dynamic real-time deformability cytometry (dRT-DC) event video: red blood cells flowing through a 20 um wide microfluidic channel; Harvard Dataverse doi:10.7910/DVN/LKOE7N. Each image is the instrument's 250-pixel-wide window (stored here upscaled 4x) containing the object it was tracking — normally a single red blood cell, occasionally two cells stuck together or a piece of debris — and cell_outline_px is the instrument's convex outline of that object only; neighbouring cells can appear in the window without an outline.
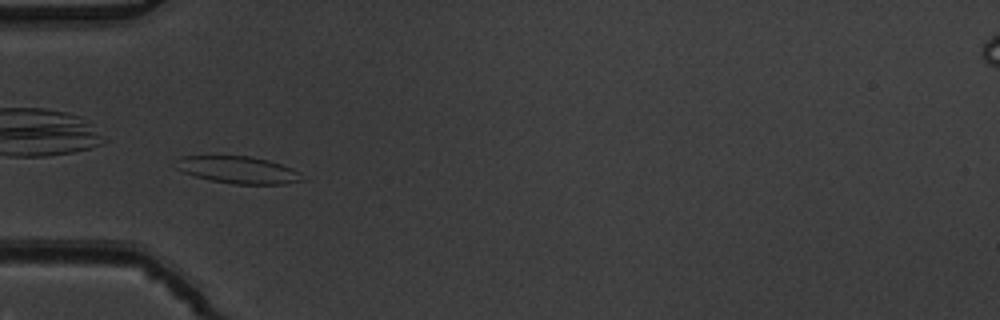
{"species": "common noctule bat (a hibernating species)", "species_latin": "Nyctalus noctula", "temperature_condition": "warm", "stored_images_in_passage": 5, "camera_frame_rate_fps": 3000, "um_per_image_px": 0.085, "animal": {"sex": "male", "body_mass_g": 19.5, "forearm_length_mm": 54.6}, "frame": {"image": 1, "passage_image": 3, "time_ms": 0.667, "image_size_px": [1000, 320], "cell_outline_px": [[304, 180], [288, 184], [232, 184], [212, 180], [196, 176], [184, 172], [176, 168], [180, 156], [248, 156], [268, 160], [292, 168], [300, 172]], "centroid_in_image_um": [20.3, 14.45], "position_along_channel_um": 64.7, "area_um2": 19.77}}
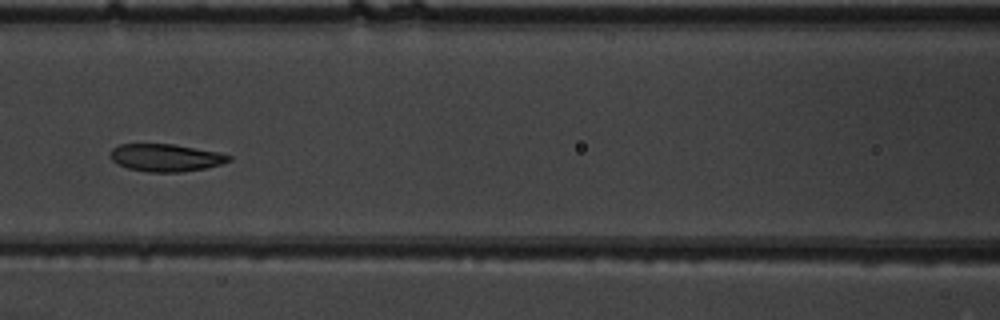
{"frame": {"image": 2, "passage_image": 5, "time_ms": 1.333, "image_size_px": [1000, 320], "cell_outline_px": [[232, 160], [220, 164], [204, 168], [180, 172], [148, 172], [128, 168], [112, 160], [108, 156], [108, 152], [112, 148], [120, 144], [172, 144], [220, 152], [232, 156]], "centroid_in_image_um": [14.07, 13.39], "position_along_channel_um": 152.5, "area_um2": 19.02}}